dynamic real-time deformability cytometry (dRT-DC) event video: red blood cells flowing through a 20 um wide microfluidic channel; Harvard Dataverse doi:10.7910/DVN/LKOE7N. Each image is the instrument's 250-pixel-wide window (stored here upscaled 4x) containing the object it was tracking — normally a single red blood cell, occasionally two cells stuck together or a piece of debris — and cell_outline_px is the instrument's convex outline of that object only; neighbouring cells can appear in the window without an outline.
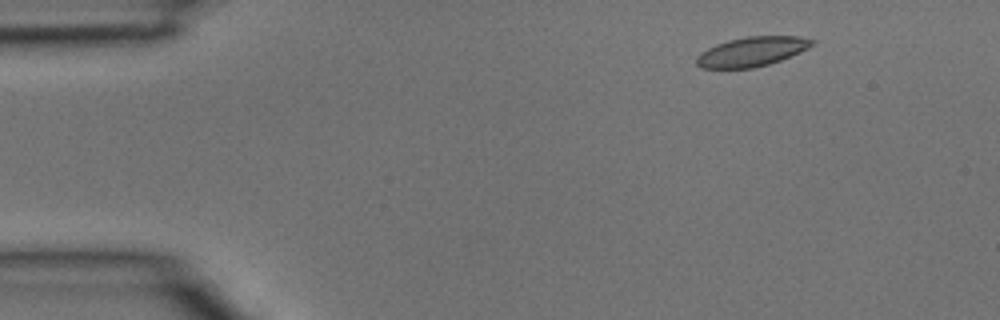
{"species": "common noctule bat (a hibernating species)", "species_latin": "Nyctalus noctula", "temperature_condition": "room temperature", "stored_images_in_passage": 4, "camera_frame_rate_fps": 3000, "um_per_image_px": 0.085, "animal": {"sex": "male", "body_mass_g": 15.6}, "frame": {"image": 1, "passage_image": 2, "time_ms": 0.333, "image_size_px": [1000, 320], "cell_outline_px": [[816, 44], [800, 52], [780, 60], [768, 64], [752, 68], [700, 68], [696, 64], [696, 56], [700, 52], [716, 44], [728, 40], [748, 36], [800, 36], [816, 40]], "centroid_in_image_um": [63.92, 4.38], "position_along_channel_um": 21.1, "area_um2": 19.94}}
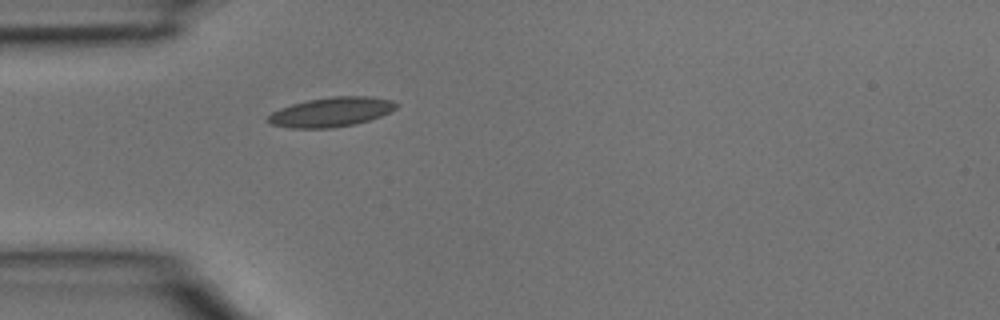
{"frame": {"image": 2, "passage_image": 4, "time_ms": 1.0, "image_size_px": [1000, 320], "cell_outline_px": [[400, 104], [396, 108], [380, 116], [368, 120], [352, 124], [328, 128], [292, 128], [272, 124], [264, 120], [272, 112], [280, 108], [292, 104], [308, 100], [332, 96], [372, 96], [392, 100]], "centroid_in_image_um": [28.14, 9.51], "position_along_channel_um": 56.9, "area_um2": 21.91}}